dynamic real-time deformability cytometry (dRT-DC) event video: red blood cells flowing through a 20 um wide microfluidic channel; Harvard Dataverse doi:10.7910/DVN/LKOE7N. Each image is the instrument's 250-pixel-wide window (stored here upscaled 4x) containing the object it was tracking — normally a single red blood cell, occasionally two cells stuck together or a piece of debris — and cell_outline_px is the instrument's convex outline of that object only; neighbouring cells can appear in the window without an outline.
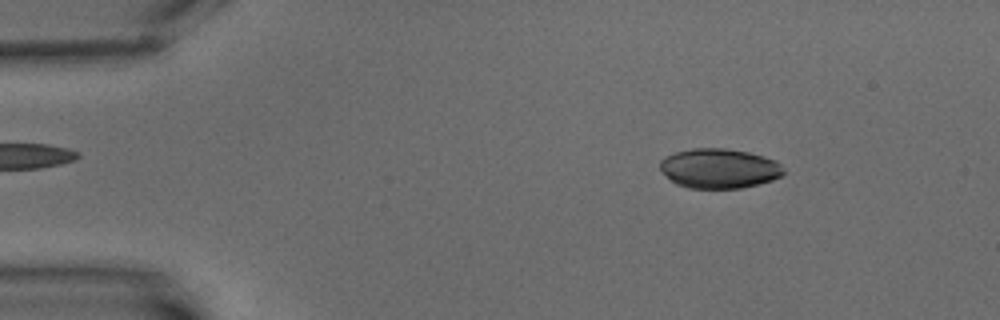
{"species": "common noctule bat (a hibernating species)", "species_latin": "Nyctalus noctula", "temperature_condition": "warm", "stored_images_in_passage": 6, "camera_frame_rate_fps": 3000, "um_per_image_px": 0.085, "animal": {"sex": "male", "body_mass_g": 15.6}, "frame": {"image": 1, "passage_image": 3, "time_ms": 2.333, "image_size_px": [1000, 320], "cell_outline_px": [[784, 172], [780, 176], [772, 180], [760, 184], [740, 188], [688, 188], [676, 184], [660, 168], [660, 160], [664, 156], [676, 152], [692, 148], [724, 148], [748, 152], [764, 156], [776, 160], [784, 168]], "centroid_in_image_um": [61.15, 14.31], "position_along_channel_um": 23.9, "area_um2": 28.61}}
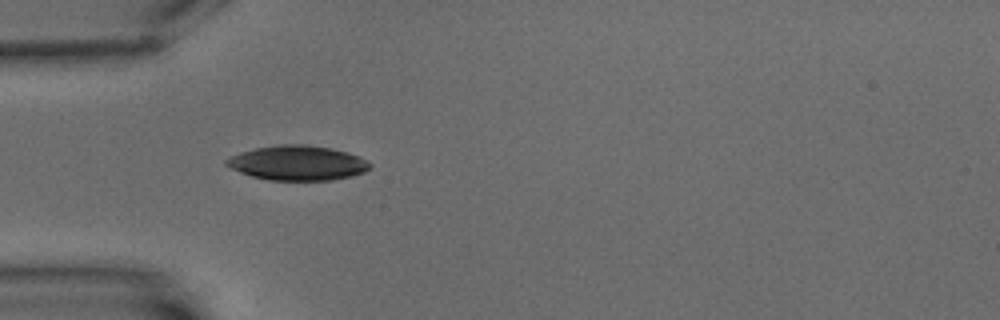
{"frame": {"image": 2, "passage_image": 6, "time_ms": 5.667, "image_size_px": [1000, 320], "cell_outline_px": [[372, 168], [364, 172], [352, 176], [332, 180], [268, 180], [252, 176], [240, 172], [224, 164], [224, 160], [228, 156], [240, 152], [256, 148], [276, 144], [304, 144], [332, 148], [348, 152], [372, 164]], "centroid_in_image_um": [25.27, 13.84], "position_along_channel_um": 59.7, "area_um2": 29.19}}